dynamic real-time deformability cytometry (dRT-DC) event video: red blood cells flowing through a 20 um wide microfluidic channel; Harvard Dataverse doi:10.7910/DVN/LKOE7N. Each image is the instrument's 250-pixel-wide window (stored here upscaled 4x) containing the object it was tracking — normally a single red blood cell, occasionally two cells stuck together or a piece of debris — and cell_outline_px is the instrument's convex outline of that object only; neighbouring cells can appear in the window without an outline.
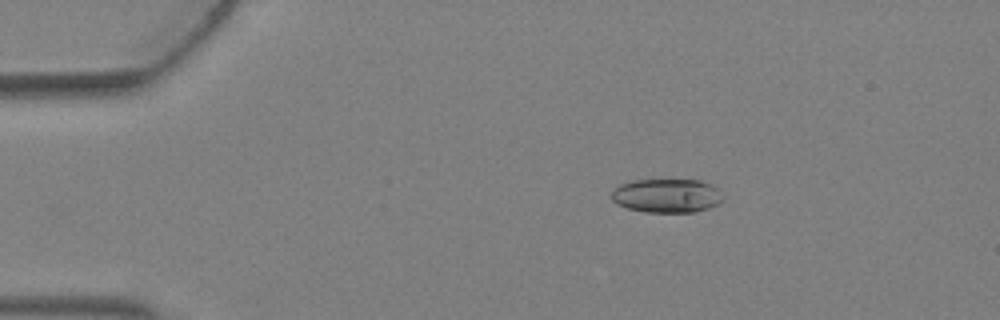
{"species": "Egyptian fruit bat (a non-hibernating species)", "species_latin": "Rousettus aegyptiacus", "temperature_condition": "warm", "stored_images_in_passage": 3, "camera_frame_rate_fps": 3000, "um_per_image_px": 0.085, "animal": {"sex": "female"}, "frame": {"image": 1, "passage_image": 2, "time_ms": 0.333, "image_size_px": [1000, 320], "cell_outline_px": [[724, 200], [720, 204], [708, 208], [692, 212], [644, 212], [628, 208], [616, 204], [612, 200], [612, 188], [628, 180], [700, 180], [712, 184], [724, 196]], "centroid_in_image_um": [56.67, 16.63], "position_along_channel_um": 28.3, "area_um2": 22.31}}